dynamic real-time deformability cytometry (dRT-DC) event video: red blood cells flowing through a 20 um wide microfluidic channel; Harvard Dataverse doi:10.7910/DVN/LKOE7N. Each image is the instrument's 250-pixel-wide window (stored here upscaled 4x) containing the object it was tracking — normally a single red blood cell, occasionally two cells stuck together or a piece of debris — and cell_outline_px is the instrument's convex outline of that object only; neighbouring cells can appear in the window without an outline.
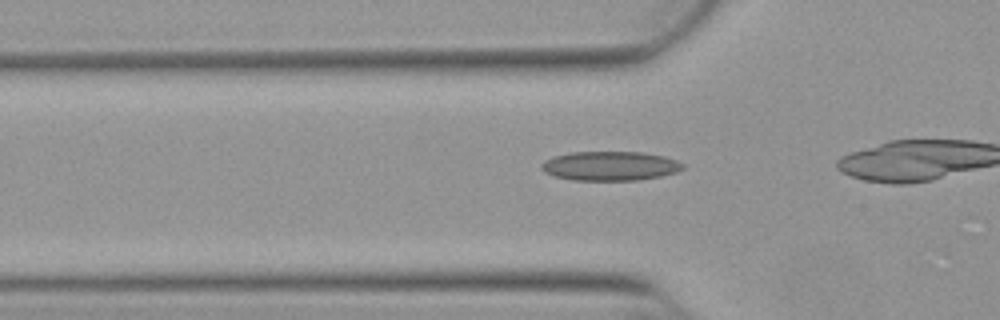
{"species": "Egyptian fruit bat (a non-hibernating species)", "species_latin": "Rousettus aegyptiacus", "temperature_condition": "warm", "stored_images_in_passage": 37, "camera_frame_rate_fps": 3000, "um_per_image_px": 0.085, "animal": {"sex": "female"}, "frame": {"image": 1, "passage_image": 13, "time_ms": 4.0, "image_size_px": [1000, 320], "cell_outline_px": [[684, 168], [676, 172], [660, 176], [636, 180], [572, 180], [556, 176], [544, 172], [540, 168], [540, 164], [544, 160], [552, 156], [572, 152], [640, 152], [664, 156], [676, 160], [684, 164]], "centroid_in_image_um": [51.82, 14.1], "position_along_channel_um": 74.0, "area_um2": 24.1}}
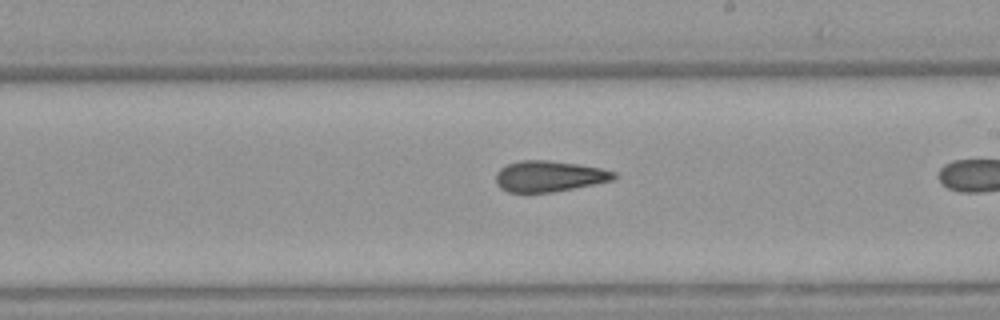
{"frame": {"image": 2, "passage_image": 26, "time_ms": 8.333, "image_size_px": [1000, 320], "cell_outline_px": [[620, 176], [616, 180], [552, 192], [508, 192], [500, 188], [496, 184], [496, 172], [500, 168], [508, 164], [520, 160], [548, 160], [576, 164], [600, 168], [616, 172]], "centroid_in_image_um": [46.7, 14.98], "position_along_channel_um": 242.3, "area_um2": 21.39}}
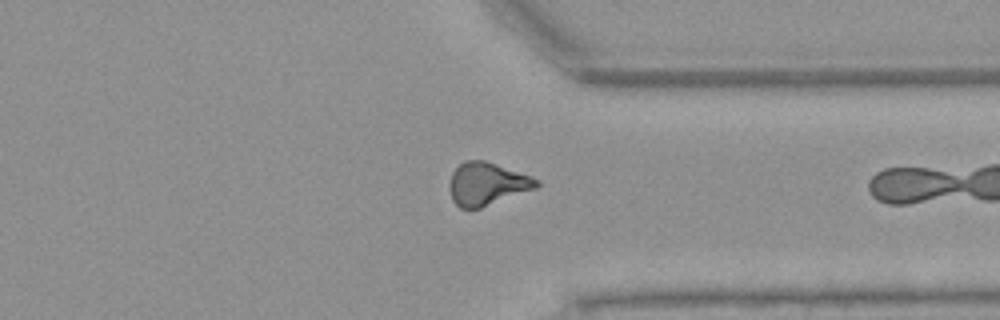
{"frame": {"image": 3, "passage_image": 36, "time_ms": 11.667, "image_size_px": [1000, 320], "cell_outline_px": [[540, 184], [536, 188], [480, 208], [460, 208], [452, 200], [448, 188], [448, 184], [452, 172], [464, 160], [484, 160], [532, 176], [540, 180]], "centroid_in_image_um": [41.37, 15.62], "position_along_channel_um": 370.0, "area_um2": 21.73}}